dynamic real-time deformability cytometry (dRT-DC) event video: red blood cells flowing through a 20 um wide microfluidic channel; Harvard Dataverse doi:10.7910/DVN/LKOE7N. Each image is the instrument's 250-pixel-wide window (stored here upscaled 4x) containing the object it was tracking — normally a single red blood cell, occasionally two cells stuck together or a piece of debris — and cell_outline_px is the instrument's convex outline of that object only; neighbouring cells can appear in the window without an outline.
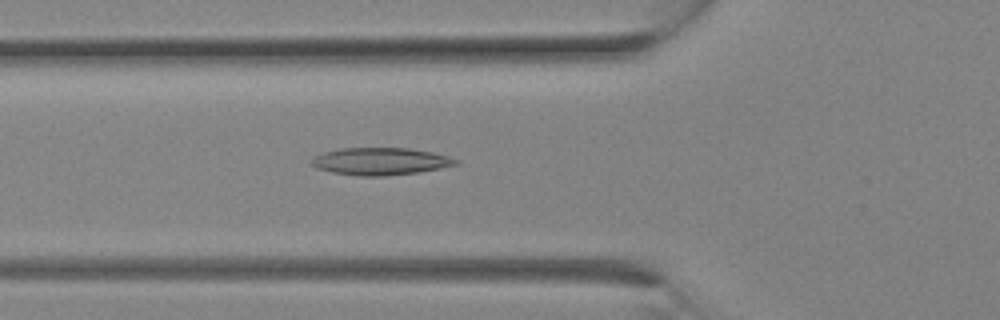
{"species": "Egyptian fruit bat (a non-hibernating species)", "species_latin": "Rousettus aegyptiacus", "temperature_condition": "room temperature", "stored_images_in_passage": 27, "camera_frame_rate_fps": 3000, "um_per_image_px": 0.085, "animal": {"sex": "female"}, "frame": {"image": 1, "passage_image": 10, "time_ms": 3.0, "image_size_px": [1000, 320], "cell_outline_px": [[460, 164], [420, 172], [384, 176], [360, 176], [332, 172], [316, 168], [308, 160], [324, 152], [340, 148], [408, 148], [432, 152], [448, 156], [460, 160]], "centroid_in_image_um": [32.35, 13.71], "position_along_channel_um": 93.4, "area_um2": 23.06}}
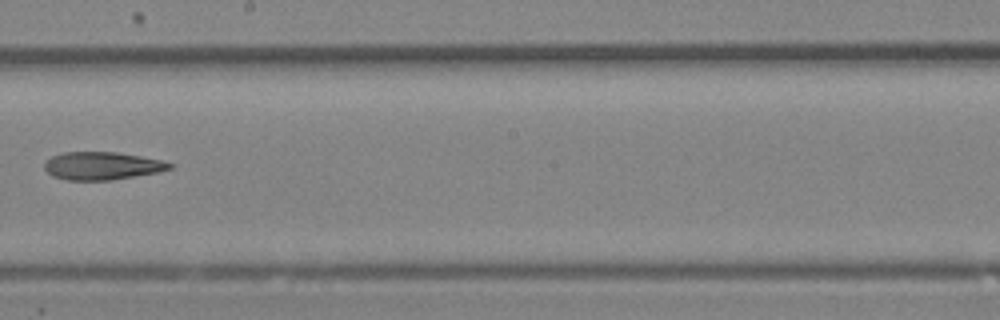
{"frame": {"image": 2, "passage_image": 16, "time_ms": 5.0, "image_size_px": [1000, 320], "cell_outline_px": [[176, 164], [172, 168], [156, 172], [112, 180], [68, 180], [52, 176], [44, 168], [44, 164], [52, 156], [64, 152], [116, 152], [164, 160]], "centroid_in_image_um": [8.7, 14.09], "position_along_channel_um": 239.5, "area_um2": 20.29}}
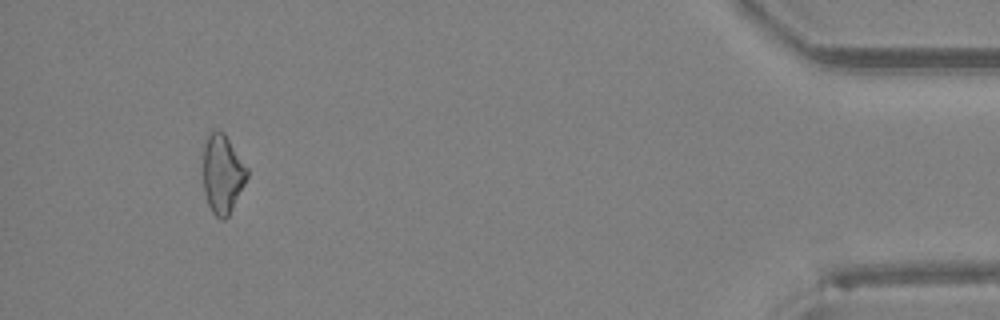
{"frame": {"image": 3, "passage_image": 26, "time_ms": 8.333, "image_size_px": [1000, 320], "cell_outline_px": [[248, 176], [228, 216], [224, 220], [220, 220], [212, 212], [208, 204], [204, 192], [204, 144], [208, 132], [212, 128], [216, 128], [224, 132], [248, 168]], "centroid_in_image_um": [18.9, 14.73], "position_along_channel_um": 416.3, "area_um2": 20.23}}